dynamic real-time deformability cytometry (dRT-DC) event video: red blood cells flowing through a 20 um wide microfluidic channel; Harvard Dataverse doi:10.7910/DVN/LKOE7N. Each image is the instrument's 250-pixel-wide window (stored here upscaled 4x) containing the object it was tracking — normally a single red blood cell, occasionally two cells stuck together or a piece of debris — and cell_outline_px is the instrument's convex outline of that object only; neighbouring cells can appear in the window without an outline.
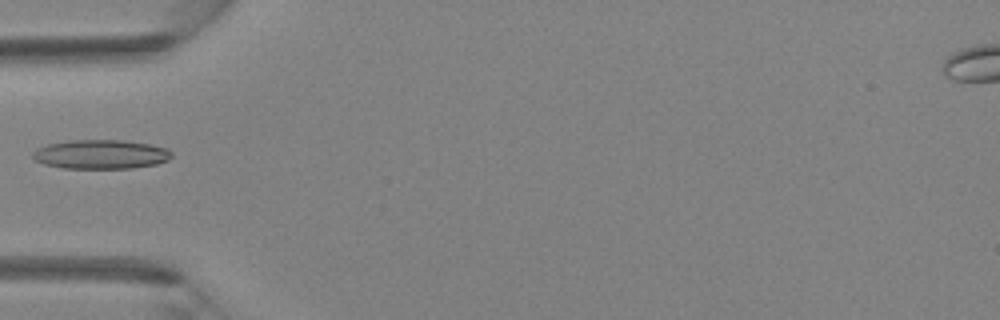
{"species": "Egyptian fruit bat (a non-hibernating species)", "species_latin": "Rousettus aegyptiacus", "temperature_condition": "room temperature", "stored_images_in_passage": 3, "camera_frame_rate_fps": 3000, "um_per_image_px": 0.085, "animal": {"sex": "female"}, "frame": {"image": 1, "passage_image": 3, "time_ms": 0.667, "image_size_px": [1000, 320], "cell_outline_px": [[172, 156], [168, 160], [156, 164], [132, 168], [60, 168], [44, 164], [36, 160], [32, 156], [32, 152], [36, 148], [48, 144], [68, 140], [120, 140], [148, 144], [168, 148], [172, 152]], "centroid_in_image_um": [8.55, 13.12], "position_along_channel_um": 76.4, "area_um2": 23.64}}